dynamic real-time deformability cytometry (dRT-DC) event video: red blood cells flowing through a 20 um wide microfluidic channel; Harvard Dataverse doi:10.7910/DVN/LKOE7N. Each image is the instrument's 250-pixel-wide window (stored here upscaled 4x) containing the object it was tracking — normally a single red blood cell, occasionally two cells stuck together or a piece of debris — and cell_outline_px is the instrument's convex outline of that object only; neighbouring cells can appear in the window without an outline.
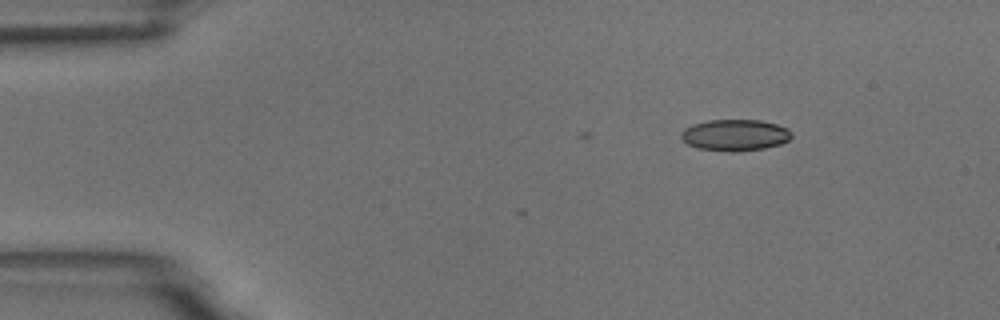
{"species": "common noctule bat (a hibernating species)", "species_latin": "Nyctalus noctula", "temperature_condition": "room temperature", "stored_images_in_passage": 3, "camera_frame_rate_fps": 3000, "um_per_image_px": 0.085, "animal": {"sex": "male", "body_mass_g": 18.8}, "frame": {"image": 1, "passage_image": 3, "time_ms": 3.0, "image_size_px": [1000, 320], "cell_outline_px": [[792, 136], [788, 140], [780, 144], [764, 148], [736, 152], [728, 152], [700, 148], [688, 144], [680, 136], [680, 132], [684, 128], [692, 124], [708, 120], [760, 120], [776, 124], [788, 128], [792, 132]], "centroid_in_image_um": [62.48, 11.48], "position_along_channel_um": 22.5, "area_um2": 20.29}}